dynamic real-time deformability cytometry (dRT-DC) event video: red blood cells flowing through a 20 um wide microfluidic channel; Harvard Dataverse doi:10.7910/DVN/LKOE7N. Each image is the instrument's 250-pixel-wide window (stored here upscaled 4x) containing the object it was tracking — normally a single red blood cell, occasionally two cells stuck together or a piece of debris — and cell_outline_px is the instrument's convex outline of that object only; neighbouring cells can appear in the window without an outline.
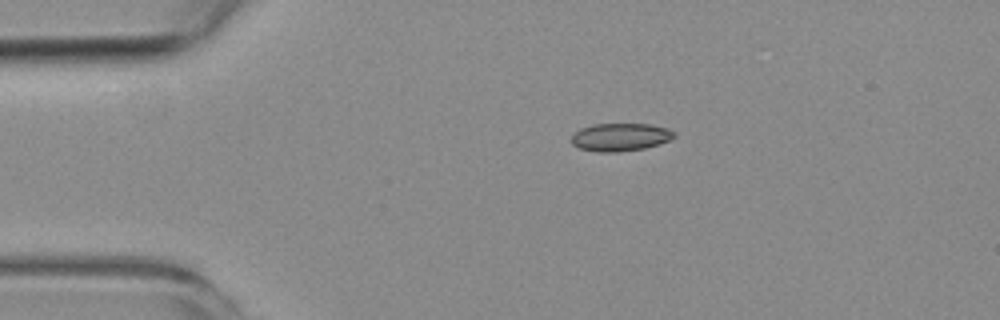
{"species": "common noctule bat (a hibernating species)", "species_latin": "Nyctalus noctula", "temperature_condition": "room temperature", "stored_images_in_passage": 6, "camera_frame_rate_fps": 3000, "um_per_image_px": 0.085, "animal": {"sex": "female", "body_mass_g": 19.3, "forearm_length_mm": 54.1}, "frame": {"image": 1, "passage_image": 4, "time_ms": 3.333, "image_size_px": [1000, 320], "cell_outline_px": [[676, 136], [660, 144], [644, 148], [620, 152], [596, 152], [580, 148], [572, 144], [568, 140], [580, 128], [592, 124], [648, 124], [668, 128], [676, 132]], "centroid_in_image_um": [52.71, 11.65], "position_along_channel_um": 32.3, "area_um2": 16.88}}